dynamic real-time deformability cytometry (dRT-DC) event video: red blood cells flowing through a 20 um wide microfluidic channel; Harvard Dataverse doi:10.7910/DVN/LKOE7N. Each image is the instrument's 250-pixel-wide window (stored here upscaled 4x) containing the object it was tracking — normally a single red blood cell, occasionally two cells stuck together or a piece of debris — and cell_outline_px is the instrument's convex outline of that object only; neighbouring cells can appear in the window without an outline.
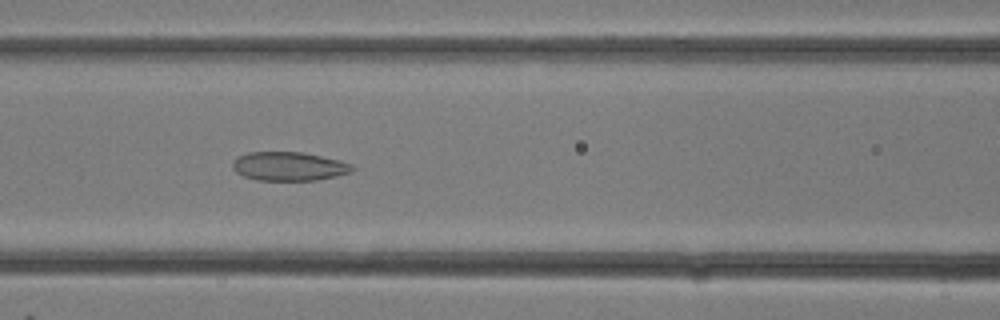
{"species": "common noctule bat (a hibernating species)", "species_latin": "Nyctalus noctula", "temperature_condition": "room temperature", "stored_images_in_passage": 29, "camera_frame_rate_fps": 3000, "um_per_image_px": 0.085, "animal": {"sex": "female"}, "frame": {"image": 1, "passage_image": 13, "time_ms": 4.0, "image_size_px": [1000, 320], "cell_outline_px": [[356, 168], [352, 172], [336, 176], [316, 180], [256, 180], [244, 176], [236, 172], [232, 168], [232, 160], [236, 156], [248, 152], [304, 152], [340, 160], [352, 164]], "centroid_in_image_um": [24.56, 14.13], "position_along_channel_um": 142.0, "area_um2": 20.35}}
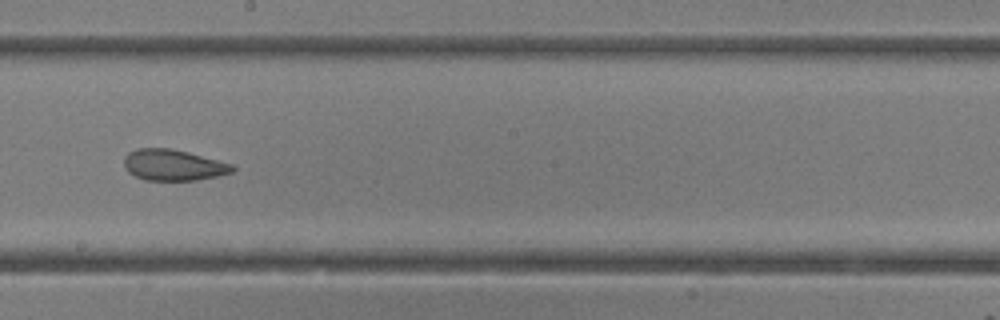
{"frame": {"image": 2, "passage_image": 17, "time_ms": 5.333, "image_size_px": [1000, 320], "cell_outline_px": [[236, 168], [232, 172], [216, 176], [196, 180], [144, 180], [128, 172], [124, 168], [124, 156], [128, 152], [136, 148], [172, 148], [188, 152], [232, 164]], "centroid_in_image_um": [14.69, 14.02], "position_along_channel_um": 233.5, "area_um2": 19.65}}